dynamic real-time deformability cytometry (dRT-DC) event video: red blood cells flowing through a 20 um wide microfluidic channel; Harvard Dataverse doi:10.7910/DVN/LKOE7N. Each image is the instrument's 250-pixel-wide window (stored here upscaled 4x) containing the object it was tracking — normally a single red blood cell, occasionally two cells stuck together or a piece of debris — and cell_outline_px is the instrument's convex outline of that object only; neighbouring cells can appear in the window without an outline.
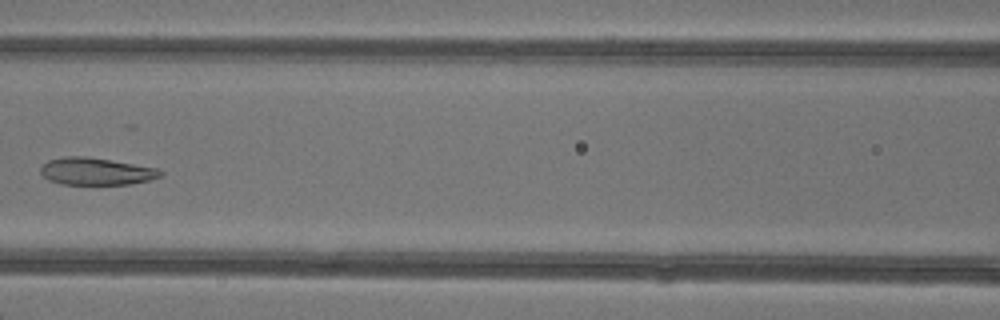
{"species": "common noctule bat (a hibernating species)", "species_latin": "Nyctalus noctula", "temperature_condition": "warm", "stored_images_in_passage": 6, "camera_frame_rate_fps": 3000, "um_per_image_px": 0.085, "animal": {"sex": "female"}, "frame": {"image": 1, "passage_image": 5, "time_ms": 5.667, "image_size_px": [1000, 320], "cell_outline_px": [[164, 172], [160, 176], [148, 180], [128, 184], [60, 184], [48, 180], [40, 172], [40, 168], [48, 160], [68, 156], [84, 156], [160, 168]], "centroid_in_image_um": [8.17, 14.56], "position_along_channel_um": 158.4, "area_um2": 18.9}}
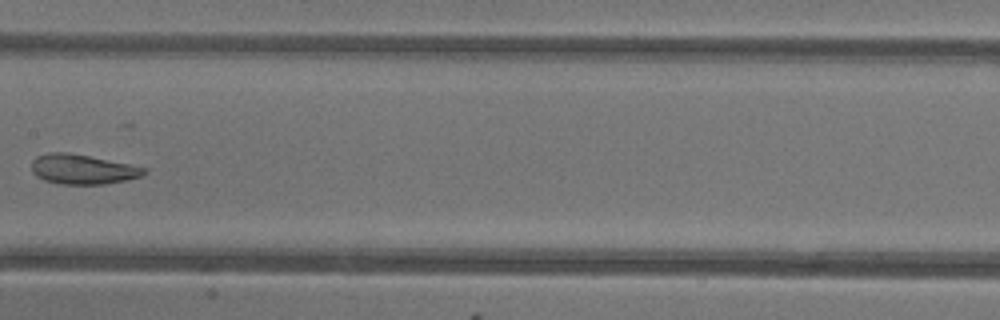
{"frame": {"image": 2, "passage_image": 6, "time_ms": 6.667, "image_size_px": [1000, 320], "cell_outline_px": [[148, 172], [140, 176], [124, 180], [104, 184], [60, 184], [44, 180], [36, 176], [32, 172], [32, 160], [36, 156], [48, 152], [68, 152], [148, 168]], "centroid_in_image_um": [6.98, 14.38], "position_along_channel_um": 200.4, "area_um2": 19.42}}